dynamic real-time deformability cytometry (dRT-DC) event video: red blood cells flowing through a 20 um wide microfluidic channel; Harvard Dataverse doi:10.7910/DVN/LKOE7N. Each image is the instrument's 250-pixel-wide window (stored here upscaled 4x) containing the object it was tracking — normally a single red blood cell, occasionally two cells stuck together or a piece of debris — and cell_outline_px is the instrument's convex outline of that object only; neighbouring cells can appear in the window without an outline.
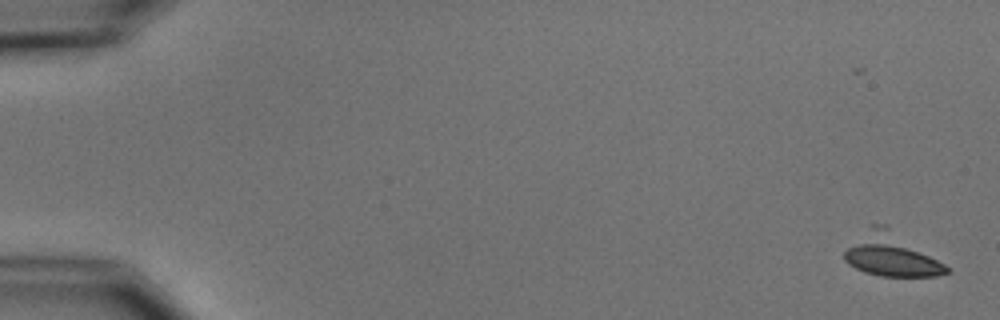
{"species": "common noctule bat (a hibernating species)", "species_latin": "Nyctalus noctula", "temperature_condition": "cold", "stored_images_in_passage": 7, "camera_frame_rate_fps": 3000, "um_per_image_px": 0.085, "animal": {"sex": "male", "body_mass_g": 15.6}, "frame": {"image": 1, "passage_image": 2, "time_ms": 1.333, "image_size_px": [1000, 320], "cell_outline_px": [[952, 272], [936, 276], [880, 276], [864, 272], [848, 264], [844, 260], [844, 252], [868, 224], [888, 224], [952, 268]], "centroid_in_image_um": [75.8, 21.63], "position_along_channel_um": 9.2, "area_um2": 26.18}}
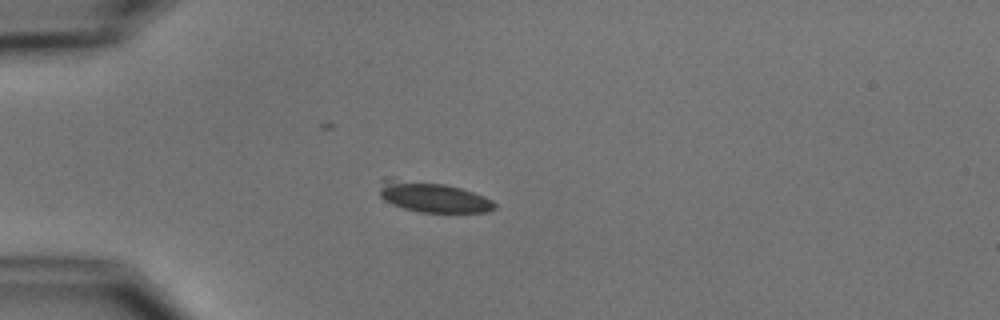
{"frame": {"image": 2, "passage_image": 6, "time_ms": 6.0, "image_size_px": [1000, 320], "cell_outline_px": [[496, 208], [488, 212], [420, 212], [404, 208], [392, 204], [384, 200], [380, 196], [380, 188], [388, 184], [444, 184], [460, 188], [484, 196], [492, 200], [496, 204]], "centroid_in_image_um": [37.03, 16.87], "position_along_channel_um": 48.0, "area_um2": 18.55}}